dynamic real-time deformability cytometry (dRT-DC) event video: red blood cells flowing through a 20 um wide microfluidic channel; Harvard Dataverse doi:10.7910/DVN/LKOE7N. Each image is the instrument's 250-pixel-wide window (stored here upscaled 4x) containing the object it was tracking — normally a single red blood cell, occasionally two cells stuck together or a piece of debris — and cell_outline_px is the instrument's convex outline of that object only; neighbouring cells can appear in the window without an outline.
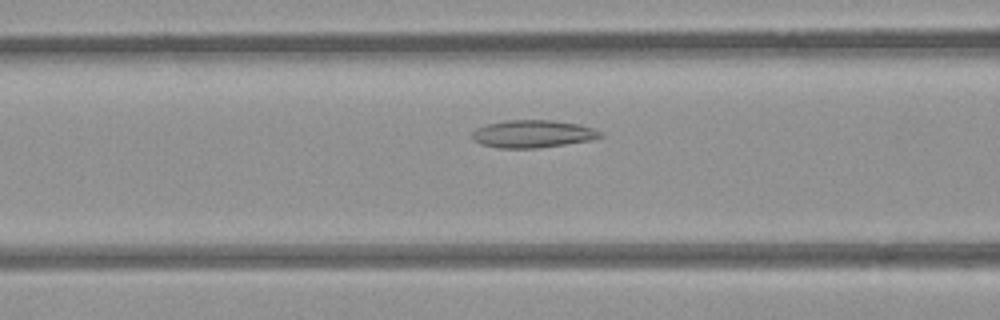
{"species": "common noctule bat (a hibernating species)", "species_latin": "Nyctalus noctula", "temperature_condition": "room temperature", "stored_images_in_passage": 44, "camera_frame_rate_fps": 3000, "um_per_image_px": 0.085, "animal": {"sex": "female", "body_mass_g": 21.9}, "frame": {"image": 1, "passage_image": 12, "time_ms": 3.667, "image_size_px": [1000, 320], "cell_outline_px": [[604, 136], [592, 140], [536, 148], [496, 148], [480, 144], [472, 140], [472, 132], [476, 128], [488, 124], [504, 120], [552, 120], [580, 124], [604, 132]], "centroid_in_image_um": [45.29, 11.38], "position_along_channel_um": 121.3, "area_um2": 20.81}}
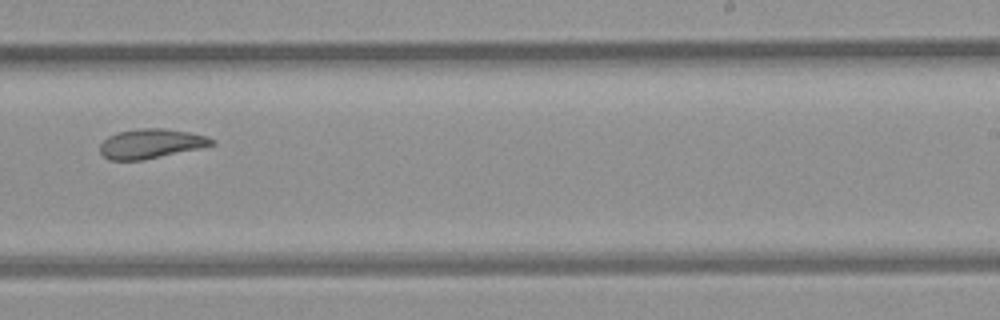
{"frame": {"image": 2, "passage_image": 24, "time_ms": 7.667, "image_size_px": [1000, 320], "cell_outline_px": [[216, 144], [200, 148], [144, 160], [108, 160], [100, 152], [100, 144], [108, 136], [116, 132], [136, 128], [164, 128], [188, 132], [208, 136], [216, 140]], "centroid_in_image_um": [12.84, 12.2], "position_along_channel_um": 276.2, "area_um2": 19.42}}
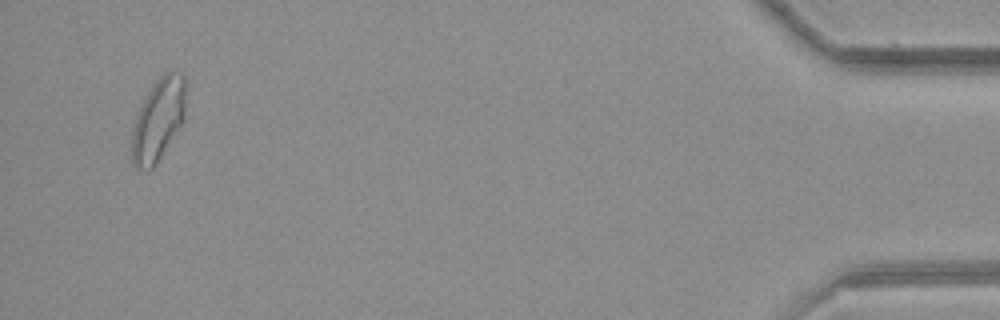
{"frame": {"image": 3, "passage_image": 42, "time_ms": 13.667, "image_size_px": [1000, 320], "cell_outline_px": [[188, 84], [184, 120], [180, 128], [156, 164], [152, 168], [136, 168], [132, 164], [132, 128], [136, 116], [152, 84], [164, 72], [180, 72], [184, 76]], "centroid_in_image_um": [13.5, 10.12], "position_along_channel_um": 421.7, "area_um2": 26.24}, "authors_computed_cell_mechanics": {"area_um2": 20.9814, "velocity_mm_per_s": 3.8766, "shape_relaxation_time_tau1_ms": null, "shape_relaxation_time_tau2_ms": 5.0013, "deformation_change_tau1": null, "deformation_change_tau2": 0.1078}}